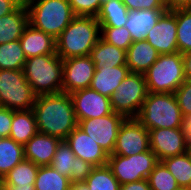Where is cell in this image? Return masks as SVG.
Returning <instances> with one entry per match:
<instances>
[{
  "instance_id": "f6af8a7d",
  "label": "cell",
  "mask_w": 191,
  "mask_h": 190,
  "mask_svg": "<svg viewBox=\"0 0 191 190\" xmlns=\"http://www.w3.org/2000/svg\"><path fill=\"white\" fill-rule=\"evenodd\" d=\"M191 7V0H169V9Z\"/></svg>"
},
{
  "instance_id": "484cf974",
  "label": "cell",
  "mask_w": 191,
  "mask_h": 190,
  "mask_svg": "<svg viewBox=\"0 0 191 190\" xmlns=\"http://www.w3.org/2000/svg\"><path fill=\"white\" fill-rule=\"evenodd\" d=\"M176 179L180 188L191 189V154H184L166 158L161 161Z\"/></svg>"
},
{
  "instance_id": "bcb514c9",
  "label": "cell",
  "mask_w": 191,
  "mask_h": 190,
  "mask_svg": "<svg viewBox=\"0 0 191 190\" xmlns=\"http://www.w3.org/2000/svg\"><path fill=\"white\" fill-rule=\"evenodd\" d=\"M3 190H35V185H3Z\"/></svg>"
},
{
  "instance_id": "ba28073f",
  "label": "cell",
  "mask_w": 191,
  "mask_h": 190,
  "mask_svg": "<svg viewBox=\"0 0 191 190\" xmlns=\"http://www.w3.org/2000/svg\"><path fill=\"white\" fill-rule=\"evenodd\" d=\"M37 95L23 70H0V103L14 111L33 109Z\"/></svg>"
},
{
  "instance_id": "f1b7e54d",
  "label": "cell",
  "mask_w": 191,
  "mask_h": 190,
  "mask_svg": "<svg viewBox=\"0 0 191 190\" xmlns=\"http://www.w3.org/2000/svg\"><path fill=\"white\" fill-rule=\"evenodd\" d=\"M26 60L19 40L0 44V70H23Z\"/></svg>"
},
{
  "instance_id": "b9f144b4",
  "label": "cell",
  "mask_w": 191,
  "mask_h": 190,
  "mask_svg": "<svg viewBox=\"0 0 191 190\" xmlns=\"http://www.w3.org/2000/svg\"><path fill=\"white\" fill-rule=\"evenodd\" d=\"M119 190H151L148 180L143 179L137 182L120 185Z\"/></svg>"
},
{
  "instance_id": "2e32d148",
  "label": "cell",
  "mask_w": 191,
  "mask_h": 190,
  "mask_svg": "<svg viewBox=\"0 0 191 190\" xmlns=\"http://www.w3.org/2000/svg\"><path fill=\"white\" fill-rule=\"evenodd\" d=\"M76 157L94 167L107 165L108 154L78 126L65 139Z\"/></svg>"
},
{
  "instance_id": "f546056e",
  "label": "cell",
  "mask_w": 191,
  "mask_h": 190,
  "mask_svg": "<svg viewBox=\"0 0 191 190\" xmlns=\"http://www.w3.org/2000/svg\"><path fill=\"white\" fill-rule=\"evenodd\" d=\"M39 166L23 159L3 177V185H35Z\"/></svg>"
},
{
  "instance_id": "836d02e7",
  "label": "cell",
  "mask_w": 191,
  "mask_h": 190,
  "mask_svg": "<svg viewBox=\"0 0 191 190\" xmlns=\"http://www.w3.org/2000/svg\"><path fill=\"white\" fill-rule=\"evenodd\" d=\"M147 180L151 190H178L180 188L174 176L161 161L155 165Z\"/></svg>"
},
{
  "instance_id": "7a4b0ae2",
  "label": "cell",
  "mask_w": 191,
  "mask_h": 190,
  "mask_svg": "<svg viewBox=\"0 0 191 190\" xmlns=\"http://www.w3.org/2000/svg\"><path fill=\"white\" fill-rule=\"evenodd\" d=\"M95 16H76L56 39V54L62 59L87 56L100 38Z\"/></svg>"
},
{
  "instance_id": "f907efd6",
  "label": "cell",
  "mask_w": 191,
  "mask_h": 190,
  "mask_svg": "<svg viewBox=\"0 0 191 190\" xmlns=\"http://www.w3.org/2000/svg\"><path fill=\"white\" fill-rule=\"evenodd\" d=\"M178 190H191L189 188H179Z\"/></svg>"
},
{
  "instance_id": "e0dca14e",
  "label": "cell",
  "mask_w": 191,
  "mask_h": 190,
  "mask_svg": "<svg viewBox=\"0 0 191 190\" xmlns=\"http://www.w3.org/2000/svg\"><path fill=\"white\" fill-rule=\"evenodd\" d=\"M61 139L37 132L24 146V159L38 166L50 165Z\"/></svg>"
},
{
  "instance_id": "8992f818",
  "label": "cell",
  "mask_w": 191,
  "mask_h": 190,
  "mask_svg": "<svg viewBox=\"0 0 191 190\" xmlns=\"http://www.w3.org/2000/svg\"><path fill=\"white\" fill-rule=\"evenodd\" d=\"M144 75L149 93H174L186 79L182 54L159 55Z\"/></svg>"
},
{
  "instance_id": "1f68e13d",
  "label": "cell",
  "mask_w": 191,
  "mask_h": 190,
  "mask_svg": "<svg viewBox=\"0 0 191 190\" xmlns=\"http://www.w3.org/2000/svg\"><path fill=\"white\" fill-rule=\"evenodd\" d=\"M84 184L90 190H119L120 188L119 182L107 165L94 167Z\"/></svg>"
},
{
  "instance_id": "7402d4cb",
  "label": "cell",
  "mask_w": 191,
  "mask_h": 190,
  "mask_svg": "<svg viewBox=\"0 0 191 190\" xmlns=\"http://www.w3.org/2000/svg\"><path fill=\"white\" fill-rule=\"evenodd\" d=\"M167 9H142L129 11L125 27L129 30L132 41L146 40L148 31L154 27Z\"/></svg>"
},
{
  "instance_id": "4fadbf2b",
  "label": "cell",
  "mask_w": 191,
  "mask_h": 190,
  "mask_svg": "<svg viewBox=\"0 0 191 190\" xmlns=\"http://www.w3.org/2000/svg\"><path fill=\"white\" fill-rule=\"evenodd\" d=\"M95 70L94 62L89 55L63 60L62 92L71 94L89 88Z\"/></svg>"
},
{
  "instance_id": "d6986e66",
  "label": "cell",
  "mask_w": 191,
  "mask_h": 190,
  "mask_svg": "<svg viewBox=\"0 0 191 190\" xmlns=\"http://www.w3.org/2000/svg\"><path fill=\"white\" fill-rule=\"evenodd\" d=\"M159 55V52L146 40L134 41L126 50V65L130 72L145 74Z\"/></svg>"
},
{
  "instance_id": "816d5d0a",
  "label": "cell",
  "mask_w": 191,
  "mask_h": 190,
  "mask_svg": "<svg viewBox=\"0 0 191 190\" xmlns=\"http://www.w3.org/2000/svg\"><path fill=\"white\" fill-rule=\"evenodd\" d=\"M108 1H110V0H101V3L103 4V3H106Z\"/></svg>"
},
{
  "instance_id": "e575fe53",
  "label": "cell",
  "mask_w": 191,
  "mask_h": 190,
  "mask_svg": "<svg viewBox=\"0 0 191 190\" xmlns=\"http://www.w3.org/2000/svg\"><path fill=\"white\" fill-rule=\"evenodd\" d=\"M100 37L118 48L127 50L133 43L129 30L125 27H101Z\"/></svg>"
},
{
  "instance_id": "30bf717a",
  "label": "cell",
  "mask_w": 191,
  "mask_h": 190,
  "mask_svg": "<svg viewBox=\"0 0 191 190\" xmlns=\"http://www.w3.org/2000/svg\"><path fill=\"white\" fill-rule=\"evenodd\" d=\"M125 117L112 112L103 117L80 120L78 127L111 155L114 151L119 128Z\"/></svg>"
},
{
  "instance_id": "d6a6232c",
  "label": "cell",
  "mask_w": 191,
  "mask_h": 190,
  "mask_svg": "<svg viewBox=\"0 0 191 190\" xmlns=\"http://www.w3.org/2000/svg\"><path fill=\"white\" fill-rule=\"evenodd\" d=\"M75 157L67 141L61 140L50 166L70 180V173L75 172Z\"/></svg>"
},
{
  "instance_id": "52a82bcc",
  "label": "cell",
  "mask_w": 191,
  "mask_h": 190,
  "mask_svg": "<svg viewBox=\"0 0 191 190\" xmlns=\"http://www.w3.org/2000/svg\"><path fill=\"white\" fill-rule=\"evenodd\" d=\"M148 93L145 75L130 72L110 97L113 112L137 118Z\"/></svg>"
},
{
  "instance_id": "7bdbcfd3",
  "label": "cell",
  "mask_w": 191,
  "mask_h": 190,
  "mask_svg": "<svg viewBox=\"0 0 191 190\" xmlns=\"http://www.w3.org/2000/svg\"><path fill=\"white\" fill-rule=\"evenodd\" d=\"M184 61V74L186 79H191V51L182 54Z\"/></svg>"
},
{
  "instance_id": "60d3db41",
  "label": "cell",
  "mask_w": 191,
  "mask_h": 190,
  "mask_svg": "<svg viewBox=\"0 0 191 190\" xmlns=\"http://www.w3.org/2000/svg\"><path fill=\"white\" fill-rule=\"evenodd\" d=\"M23 0H0V17L17 9Z\"/></svg>"
},
{
  "instance_id": "44dd1931",
  "label": "cell",
  "mask_w": 191,
  "mask_h": 190,
  "mask_svg": "<svg viewBox=\"0 0 191 190\" xmlns=\"http://www.w3.org/2000/svg\"><path fill=\"white\" fill-rule=\"evenodd\" d=\"M129 73L130 70L127 65L96 69L90 88L110 98Z\"/></svg>"
},
{
  "instance_id": "ab89813d",
  "label": "cell",
  "mask_w": 191,
  "mask_h": 190,
  "mask_svg": "<svg viewBox=\"0 0 191 190\" xmlns=\"http://www.w3.org/2000/svg\"><path fill=\"white\" fill-rule=\"evenodd\" d=\"M13 120V110L6 107L0 108V138L9 137L11 123Z\"/></svg>"
},
{
  "instance_id": "83f0119b",
  "label": "cell",
  "mask_w": 191,
  "mask_h": 190,
  "mask_svg": "<svg viewBox=\"0 0 191 190\" xmlns=\"http://www.w3.org/2000/svg\"><path fill=\"white\" fill-rule=\"evenodd\" d=\"M71 182L68 177L60 174L50 165L39 166L35 190H70Z\"/></svg>"
},
{
  "instance_id": "9a60e30c",
  "label": "cell",
  "mask_w": 191,
  "mask_h": 190,
  "mask_svg": "<svg viewBox=\"0 0 191 190\" xmlns=\"http://www.w3.org/2000/svg\"><path fill=\"white\" fill-rule=\"evenodd\" d=\"M70 96L78 122L103 117L113 112L110 98L101 95L90 87L75 91Z\"/></svg>"
},
{
  "instance_id": "3957f363",
  "label": "cell",
  "mask_w": 191,
  "mask_h": 190,
  "mask_svg": "<svg viewBox=\"0 0 191 190\" xmlns=\"http://www.w3.org/2000/svg\"><path fill=\"white\" fill-rule=\"evenodd\" d=\"M29 24L57 39L76 17L68 0H27Z\"/></svg>"
},
{
  "instance_id": "d4e9b609",
  "label": "cell",
  "mask_w": 191,
  "mask_h": 190,
  "mask_svg": "<svg viewBox=\"0 0 191 190\" xmlns=\"http://www.w3.org/2000/svg\"><path fill=\"white\" fill-rule=\"evenodd\" d=\"M128 16L129 10L122 0H110L101 5L96 18L100 27H122L127 22Z\"/></svg>"
},
{
  "instance_id": "f35d334b",
  "label": "cell",
  "mask_w": 191,
  "mask_h": 190,
  "mask_svg": "<svg viewBox=\"0 0 191 190\" xmlns=\"http://www.w3.org/2000/svg\"><path fill=\"white\" fill-rule=\"evenodd\" d=\"M129 11L142 9H167L160 0H122Z\"/></svg>"
},
{
  "instance_id": "7dc6e473",
  "label": "cell",
  "mask_w": 191,
  "mask_h": 190,
  "mask_svg": "<svg viewBox=\"0 0 191 190\" xmlns=\"http://www.w3.org/2000/svg\"><path fill=\"white\" fill-rule=\"evenodd\" d=\"M70 190H90L84 183L71 184Z\"/></svg>"
},
{
  "instance_id": "8fae6325",
  "label": "cell",
  "mask_w": 191,
  "mask_h": 190,
  "mask_svg": "<svg viewBox=\"0 0 191 190\" xmlns=\"http://www.w3.org/2000/svg\"><path fill=\"white\" fill-rule=\"evenodd\" d=\"M149 149V131L137 118H125L119 128L112 154L133 156Z\"/></svg>"
},
{
  "instance_id": "277c9868",
  "label": "cell",
  "mask_w": 191,
  "mask_h": 190,
  "mask_svg": "<svg viewBox=\"0 0 191 190\" xmlns=\"http://www.w3.org/2000/svg\"><path fill=\"white\" fill-rule=\"evenodd\" d=\"M23 73L37 96L62 93L63 60L57 54L27 58Z\"/></svg>"
},
{
  "instance_id": "603a6c76",
  "label": "cell",
  "mask_w": 191,
  "mask_h": 190,
  "mask_svg": "<svg viewBox=\"0 0 191 190\" xmlns=\"http://www.w3.org/2000/svg\"><path fill=\"white\" fill-rule=\"evenodd\" d=\"M89 56L95 69L126 65V51L104 41L101 37L90 51Z\"/></svg>"
},
{
  "instance_id": "5b68a950",
  "label": "cell",
  "mask_w": 191,
  "mask_h": 190,
  "mask_svg": "<svg viewBox=\"0 0 191 190\" xmlns=\"http://www.w3.org/2000/svg\"><path fill=\"white\" fill-rule=\"evenodd\" d=\"M137 119L148 131L183 128L184 122L174 93H148Z\"/></svg>"
},
{
  "instance_id": "6da1fadb",
  "label": "cell",
  "mask_w": 191,
  "mask_h": 190,
  "mask_svg": "<svg viewBox=\"0 0 191 190\" xmlns=\"http://www.w3.org/2000/svg\"><path fill=\"white\" fill-rule=\"evenodd\" d=\"M38 132L65 140L78 126L70 94L38 95L33 106Z\"/></svg>"
},
{
  "instance_id": "7c38bea8",
  "label": "cell",
  "mask_w": 191,
  "mask_h": 190,
  "mask_svg": "<svg viewBox=\"0 0 191 190\" xmlns=\"http://www.w3.org/2000/svg\"><path fill=\"white\" fill-rule=\"evenodd\" d=\"M149 143L159 161L189 151L184 128L152 129L149 131Z\"/></svg>"
},
{
  "instance_id": "4316f807",
  "label": "cell",
  "mask_w": 191,
  "mask_h": 190,
  "mask_svg": "<svg viewBox=\"0 0 191 190\" xmlns=\"http://www.w3.org/2000/svg\"><path fill=\"white\" fill-rule=\"evenodd\" d=\"M24 159L23 145L16 143L10 137L0 138V177Z\"/></svg>"
},
{
  "instance_id": "ee69618b",
  "label": "cell",
  "mask_w": 191,
  "mask_h": 190,
  "mask_svg": "<svg viewBox=\"0 0 191 190\" xmlns=\"http://www.w3.org/2000/svg\"><path fill=\"white\" fill-rule=\"evenodd\" d=\"M183 128L186 135L188 147H191V115L184 118Z\"/></svg>"
},
{
  "instance_id": "4dcf8cb0",
  "label": "cell",
  "mask_w": 191,
  "mask_h": 190,
  "mask_svg": "<svg viewBox=\"0 0 191 190\" xmlns=\"http://www.w3.org/2000/svg\"><path fill=\"white\" fill-rule=\"evenodd\" d=\"M177 47L181 54L191 51V7L176 8Z\"/></svg>"
},
{
  "instance_id": "5bb4252c",
  "label": "cell",
  "mask_w": 191,
  "mask_h": 190,
  "mask_svg": "<svg viewBox=\"0 0 191 190\" xmlns=\"http://www.w3.org/2000/svg\"><path fill=\"white\" fill-rule=\"evenodd\" d=\"M146 41L153 46L160 55L178 52L175 9H167L161 15L154 27L148 31Z\"/></svg>"
},
{
  "instance_id": "74e56055",
  "label": "cell",
  "mask_w": 191,
  "mask_h": 190,
  "mask_svg": "<svg viewBox=\"0 0 191 190\" xmlns=\"http://www.w3.org/2000/svg\"><path fill=\"white\" fill-rule=\"evenodd\" d=\"M94 166L79 157H75V172L70 173L71 184L84 183Z\"/></svg>"
},
{
  "instance_id": "9c48e42d",
  "label": "cell",
  "mask_w": 191,
  "mask_h": 190,
  "mask_svg": "<svg viewBox=\"0 0 191 190\" xmlns=\"http://www.w3.org/2000/svg\"><path fill=\"white\" fill-rule=\"evenodd\" d=\"M159 162L155 153L149 149L133 156L111 154L107 166L120 185L147 179Z\"/></svg>"
},
{
  "instance_id": "ffe728a7",
  "label": "cell",
  "mask_w": 191,
  "mask_h": 190,
  "mask_svg": "<svg viewBox=\"0 0 191 190\" xmlns=\"http://www.w3.org/2000/svg\"><path fill=\"white\" fill-rule=\"evenodd\" d=\"M28 25V9L23 2L11 13L0 17V44L19 40Z\"/></svg>"
},
{
  "instance_id": "8d00e7d4",
  "label": "cell",
  "mask_w": 191,
  "mask_h": 190,
  "mask_svg": "<svg viewBox=\"0 0 191 190\" xmlns=\"http://www.w3.org/2000/svg\"><path fill=\"white\" fill-rule=\"evenodd\" d=\"M177 103L180 107L183 117L191 115V79L185 81L174 92Z\"/></svg>"
},
{
  "instance_id": "cb8c5ba5",
  "label": "cell",
  "mask_w": 191,
  "mask_h": 190,
  "mask_svg": "<svg viewBox=\"0 0 191 190\" xmlns=\"http://www.w3.org/2000/svg\"><path fill=\"white\" fill-rule=\"evenodd\" d=\"M37 132V122L33 109L13 110L9 136L11 139L24 146Z\"/></svg>"
},
{
  "instance_id": "c3c4849f",
  "label": "cell",
  "mask_w": 191,
  "mask_h": 190,
  "mask_svg": "<svg viewBox=\"0 0 191 190\" xmlns=\"http://www.w3.org/2000/svg\"><path fill=\"white\" fill-rule=\"evenodd\" d=\"M162 2V4L169 9V0H160Z\"/></svg>"
},
{
  "instance_id": "d590c367",
  "label": "cell",
  "mask_w": 191,
  "mask_h": 190,
  "mask_svg": "<svg viewBox=\"0 0 191 190\" xmlns=\"http://www.w3.org/2000/svg\"><path fill=\"white\" fill-rule=\"evenodd\" d=\"M76 16H97L101 0H68Z\"/></svg>"
},
{
  "instance_id": "ac0fdd59",
  "label": "cell",
  "mask_w": 191,
  "mask_h": 190,
  "mask_svg": "<svg viewBox=\"0 0 191 190\" xmlns=\"http://www.w3.org/2000/svg\"><path fill=\"white\" fill-rule=\"evenodd\" d=\"M26 58L56 54V39L30 24L19 39Z\"/></svg>"
},
{
  "instance_id": "681fc988",
  "label": "cell",
  "mask_w": 191,
  "mask_h": 190,
  "mask_svg": "<svg viewBox=\"0 0 191 190\" xmlns=\"http://www.w3.org/2000/svg\"><path fill=\"white\" fill-rule=\"evenodd\" d=\"M0 190H3V178L0 177Z\"/></svg>"
}]
</instances>
